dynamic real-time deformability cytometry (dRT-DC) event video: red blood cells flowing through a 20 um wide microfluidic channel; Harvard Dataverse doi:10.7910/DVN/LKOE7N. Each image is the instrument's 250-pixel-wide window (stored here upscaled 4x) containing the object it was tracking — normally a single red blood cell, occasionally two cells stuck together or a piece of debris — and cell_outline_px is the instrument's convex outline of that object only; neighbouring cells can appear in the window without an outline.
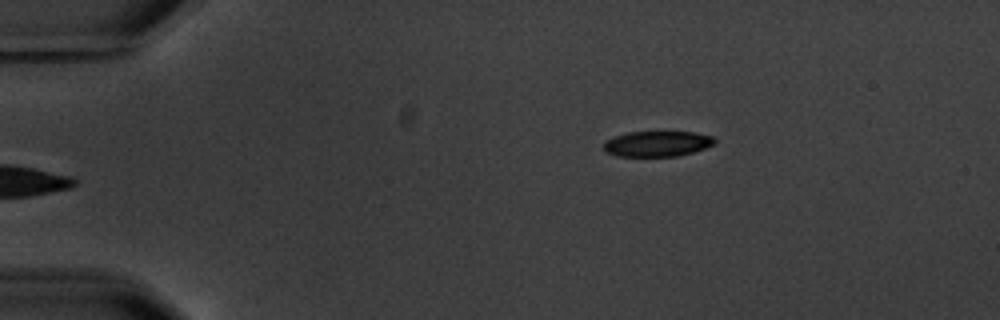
{"species": "common noctule bat (a hibernating species)", "species_latin": "Nyctalus noctula", "temperature_condition": "warm", "stored_images_in_passage": 2, "camera_frame_rate_fps": 3000, "um_per_image_px": 0.085, "animal": {"sex": "male", "body_mass_g": 20.1, "forearm_length_mm": 53.5}, "frame": {"image": 1, "passage_image": 2, "time_ms": 2.0, "image_size_px": [1000, 320], "cell_outline_px": [[716, 144], [692, 152], [676, 156], [616, 156], [604, 152], [604, 140], [628, 132], [692, 132], [712, 136], [716, 140]], "centroid_in_image_um": [55.84, 12.22], "position_along_channel_um": 29.2, "area_um2": 16.47}}